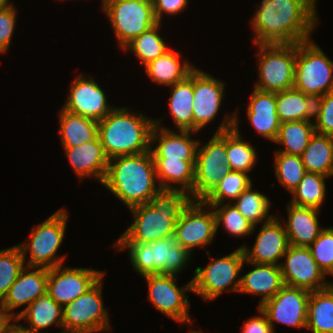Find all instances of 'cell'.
<instances>
[{"label":"cell","mask_w":333,"mask_h":333,"mask_svg":"<svg viewBox=\"0 0 333 333\" xmlns=\"http://www.w3.org/2000/svg\"><path fill=\"white\" fill-rule=\"evenodd\" d=\"M317 0H262L251 27L253 44H292L312 39L318 26Z\"/></svg>","instance_id":"obj_1"},{"label":"cell","mask_w":333,"mask_h":333,"mask_svg":"<svg viewBox=\"0 0 333 333\" xmlns=\"http://www.w3.org/2000/svg\"><path fill=\"white\" fill-rule=\"evenodd\" d=\"M192 201L187 191L161 189L148 203L129 209L134 221L115 243H150L175 234L179 217Z\"/></svg>","instance_id":"obj_2"},{"label":"cell","mask_w":333,"mask_h":333,"mask_svg":"<svg viewBox=\"0 0 333 333\" xmlns=\"http://www.w3.org/2000/svg\"><path fill=\"white\" fill-rule=\"evenodd\" d=\"M156 180L154 158L146 151L110 159L102 185L130 209L148 203L161 190Z\"/></svg>","instance_id":"obj_3"},{"label":"cell","mask_w":333,"mask_h":333,"mask_svg":"<svg viewBox=\"0 0 333 333\" xmlns=\"http://www.w3.org/2000/svg\"><path fill=\"white\" fill-rule=\"evenodd\" d=\"M154 125L155 119L143 113H134L128 107H115L98 121V137L107 158L150 151Z\"/></svg>","instance_id":"obj_4"},{"label":"cell","mask_w":333,"mask_h":333,"mask_svg":"<svg viewBox=\"0 0 333 333\" xmlns=\"http://www.w3.org/2000/svg\"><path fill=\"white\" fill-rule=\"evenodd\" d=\"M115 249H128L134 270L145 275H174L182 273L191 254L177 242L175 234L150 243H114Z\"/></svg>","instance_id":"obj_5"},{"label":"cell","mask_w":333,"mask_h":333,"mask_svg":"<svg viewBox=\"0 0 333 333\" xmlns=\"http://www.w3.org/2000/svg\"><path fill=\"white\" fill-rule=\"evenodd\" d=\"M67 221L68 213L62 208L31 229L30 241L17 245L25 266L52 269L64 264L66 256H57V252L65 238ZM27 253L30 257L26 262Z\"/></svg>","instance_id":"obj_6"},{"label":"cell","mask_w":333,"mask_h":333,"mask_svg":"<svg viewBox=\"0 0 333 333\" xmlns=\"http://www.w3.org/2000/svg\"><path fill=\"white\" fill-rule=\"evenodd\" d=\"M293 88L314 99L333 92V61L311 39L296 43Z\"/></svg>","instance_id":"obj_7"},{"label":"cell","mask_w":333,"mask_h":333,"mask_svg":"<svg viewBox=\"0 0 333 333\" xmlns=\"http://www.w3.org/2000/svg\"><path fill=\"white\" fill-rule=\"evenodd\" d=\"M209 260L208 265L203 269L201 267L195 268L192 293L202 297L206 302L216 299L226 290L238 293L241 276L237 277L238 274H241L245 261L242 248L238 247L220 259L209 258Z\"/></svg>","instance_id":"obj_8"},{"label":"cell","mask_w":333,"mask_h":333,"mask_svg":"<svg viewBox=\"0 0 333 333\" xmlns=\"http://www.w3.org/2000/svg\"><path fill=\"white\" fill-rule=\"evenodd\" d=\"M120 48L155 26L152 0H101Z\"/></svg>","instance_id":"obj_9"},{"label":"cell","mask_w":333,"mask_h":333,"mask_svg":"<svg viewBox=\"0 0 333 333\" xmlns=\"http://www.w3.org/2000/svg\"><path fill=\"white\" fill-rule=\"evenodd\" d=\"M258 46V81L254 88L279 92L293 88L296 43L255 44Z\"/></svg>","instance_id":"obj_10"},{"label":"cell","mask_w":333,"mask_h":333,"mask_svg":"<svg viewBox=\"0 0 333 333\" xmlns=\"http://www.w3.org/2000/svg\"><path fill=\"white\" fill-rule=\"evenodd\" d=\"M103 277L86 293L63 307L61 333H97L111 328L103 301Z\"/></svg>","instance_id":"obj_11"},{"label":"cell","mask_w":333,"mask_h":333,"mask_svg":"<svg viewBox=\"0 0 333 333\" xmlns=\"http://www.w3.org/2000/svg\"><path fill=\"white\" fill-rule=\"evenodd\" d=\"M142 278L148 284V300L157 310L179 324H193L188 312L189 296L185 294V291L192 292V280L180 288L174 275L153 274Z\"/></svg>","instance_id":"obj_12"},{"label":"cell","mask_w":333,"mask_h":333,"mask_svg":"<svg viewBox=\"0 0 333 333\" xmlns=\"http://www.w3.org/2000/svg\"><path fill=\"white\" fill-rule=\"evenodd\" d=\"M210 209L212 210L210 211ZM216 232L215 212L203 201L193 200L179 217L175 227L178 244L191 254L196 247L206 250L205 246L213 241Z\"/></svg>","instance_id":"obj_13"},{"label":"cell","mask_w":333,"mask_h":333,"mask_svg":"<svg viewBox=\"0 0 333 333\" xmlns=\"http://www.w3.org/2000/svg\"><path fill=\"white\" fill-rule=\"evenodd\" d=\"M106 272L91 268L64 267L48 269L47 293L64 307L92 288Z\"/></svg>","instance_id":"obj_14"},{"label":"cell","mask_w":333,"mask_h":333,"mask_svg":"<svg viewBox=\"0 0 333 333\" xmlns=\"http://www.w3.org/2000/svg\"><path fill=\"white\" fill-rule=\"evenodd\" d=\"M280 269L284 285L316 291L328 287L333 281H326L325 273L314 260L309 247L289 245L283 255Z\"/></svg>","instance_id":"obj_15"},{"label":"cell","mask_w":333,"mask_h":333,"mask_svg":"<svg viewBox=\"0 0 333 333\" xmlns=\"http://www.w3.org/2000/svg\"><path fill=\"white\" fill-rule=\"evenodd\" d=\"M310 291L284 285L271 299L259 308L266 314L275 331L274 322L295 328H306Z\"/></svg>","instance_id":"obj_16"},{"label":"cell","mask_w":333,"mask_h":333,"mask_svg":"<svg viewBox=\"0 0 333 333\" xmlns=\"http://www.w3.org/2000/svg\"><path fill=\"white\" fill-rule=\"evenodd\" d=\"M81 73L73 80L71 90L62 108L71 113L100 121L115 107L107 103L108 97L93 77Z\"/></svg>","instance_id":"obj_17"},{"label":"cell","mask_w":333,"mask_h":333,"mask_svg":"<svg viewBox=\"0 0 333 333\" xmlns=\"http://www.w3.org/2000/svg\"><path fill=\"white\" fill-rule=\"evenodd\" d=\"M225 83L198 67L193 70L194 131L199 132L213 121L220 110Z\"/></svg>","instance_id":"obj_18"},{"label":"cell","mask_w":333,"mask_h":333,"mask_svg":"<svg viewBox=\"0 0 333 333\" xmlns=\"http://www.w3.org/2000/svg\"><path fill=\"white\" fill-rule=\"evenodd\" d=\"M276 215L269 221L262 223L259 233L256 235L254 246L242 244L246 261L255 264H267L280 266L283 255L289 247V241L284 224Z\"/></svg>","instance_id":"obj_19"},{"label":"cell","mask_w":333,"mask_h":333,"mask_svg":"<svg viewBox=\"0 0 333 333\" xmlns=\"http://www.w3.org/2000/svg\"><path fill=\"white\" fill-rule=\"evenodd\" d=\"M191 133L199 132L191 130H177L175 132V130L161 126V119L156 118L150 143L153 158L196 160L199 140L191 138ZM154 145L155 147H153Z\"/></svg>","instance_id":"obj_20"},{"label":"cell","mask_w":333,"mask_h":333,"mask_svg":"<svg viewBox=\"0 0 333 333\" xmlns=\"http://www.w3.org/2000/svg\"><path fill=\"white\" fill-rule=\"evenodd\" d=\"M47 282L48 269L25 266L1 304L12 316L17 318L33 301L47 293ZM23 305H26L23 310L13 313V310L21 308Z\"/></svg>","instance_id":"obj_21"},{"label":"cell","mask_w":333,"mask_h":333,"mask_svg":"<svg viewBox=\"0 0 333 333\" xmlns=\"http://www.w3.org/2000/svg\"><path fill=\"white\" fill-rule=\"evenodd\" d=\"M63 149L72 169L79 178L93 177L102 184L109 159L99 137L75 147H63Z\"/></svg>","instance_id":"obj_22"},{"label":"cell","mask_w":333,"mask_h":333,"mask_svg":"<svg viewBox=\"0 0 333 333\" xmlns=\"http://www.w3.org/2000/svg\"><path fill=\"white\" fill-rule=\"evenodd\" d=\"M287 220L283 222L289 245L309 247L324 229L318 214L321 210L287 203Z\"/></svg>","instance_id":"obj_23"},{"label":"cell","mask_w":333,"mask_h":333,"mask_svg":"<svg viewBox=\"0 0 333 333\" xmlns=\"http://www.w3.org/2000/svg\"><path fill=\"white\" fill-rule=\"evenodd\" d=\"M252 92L247 106L248 120L259 135L274 142L281 125L276 111V92L254 87Z\"/></svg>","instance_id":"obj_24"},{"label":"cell","mask_w":333,"mask_h":333,"mask_svg":"<svg viewBox=\"0 0 333 333\" xmlns=\"http://www.w3.org/2000/svg\"><path fill=\"white\" fill-rule=\"evenodd\" d=\"M245 264L254 266V269L241 276V284L238 293L260 295L258 307L265 301L273 298L284 286L280 266L255 264L244 261Z\"/></svg>","instance_id":"obj_25"},{"label":"cell","mask_w":333,"mask_h":333,"mask_svg":"<svg viewBox=\"0 0 333 333\" xmlns=\"http://www.w3.org/2000/svg\"><path fill=\"white\" fill-rule=\"evenodd\" d=\"M178 50L169 49L163 55L152 60L144 66L147 76L154 83L165 86H172L186 79L196 68L186 59L182 58Z\"/></svg>","instance_id":"obj_26"},{"label":"cell","mask_w":333,"mask_h":333,"mask_svg":"<svg viewBox=\"0 0 333 333\" xmlns=\"http://www.w3.org/2000/svg\"><path fill=\"white\" fill-rule=\"evenodd\" d=\"M20 320H24L29 326L19 325L33 333H43V329L54 324L63 329V307L46 293L39 296L16 318V322Z\"/></svg>","instance_id":"obj_27"},{"label":"cell","mask_w":333,"mask_h":333,"mask_svg":"<svg viewBox=\"0 0 333 333\" xmlns=\"http://www.w3.org/2000/svg\"><path fill=\"white\" fill-rule=\"evenodd\" d=\"M154 163L157 181L161 189L187 191L193 199L196 160L154 158ZM173 183H178V185L172 186Z\"/></svg>","instance_id":"obj_28"},{"label":"cell","mask_w":333,"mask_h":333,"mask_svg":"<svg viewBox=\"0 0 333 333\" xmlns=\"http://www.w3.org/2000/svg\"><path fill=\"white\" fill-rule=\"evenodd\" d=\"M58 116V131L63 147H75L98 137V121L71 113L62 107Z\"/></svg>","instance_id":"obj_29"},{"label":"cell","mask_w":333,"mask_h":333,"mask_svg":"<svg viewBox=\"0 0 333 333\" xmlns=\"http://www.w3.org/2000/svg\"><path fill=\"white\" fill-rule=\"evenodd\" d=\"M169 87V114L173 117L176 129L194 131L193 71L186 79Z\"/></svg>","instance_id":"obj_30"},{"label":"cell","mask_w":333,"mask_h":333,"mask_svg":"<svg viewBox=\"0 0 333 333\" xmlns=\"http://www.w3.org/2000/svg\"><path fill=\"white\" fill-rule=\"evenodd\" d=\"M306 329L313 333H333V282L310 292Z\"/></svg>","instance_id":"obj_31"},{"label":"cell","mask_w":333,"mask_h":333,"mask_svg":"<svg viewBox=\"0 0 333 333\" xmlns=\"http://www.w3.org/2000/svg\"><path fill=\"white\" fill-rule=\"evenodd\" d=\"M276 111L281 123L314 119L315 99L295 88L276 92Z\"/></svg>","instance_id":"obj_32"},{"label":"cell","mask_w":333,"mask_h":333,"mask_svg":"<svg viewBox=\"0 0 333 333\" xmlns=\"http://www.w3.org/2000/svg\"><path fill=\"white\" fill-rule=\"evenodd\" d=\"M305 169L326 177L333 175V136L315 133L301 155Z\"/></svg>","instance_id":"obj_33"},{"label":"cell","mask_w":333,"mask_h":333,"mask_svg":"<svg viewBox=\"0 0 333 333\" xmlns=\"http://www.w3.org/2000/svg\"><path fill=\"white\" fill-rule=\"evenodd\" d=\"M235 114V125L233 129L226 131V156L230 171L243 173L251 172L257 162L255 147L244 141L239 130V117Z\"/></svg>","instance_id":"obj_34"},{"label":"cell","mask_w":333,"mask_h":333,"mask_svg":"<svg viewBox=\"0 0 333 333\" xmlns=\"http://www.w3.org/2000/svg\"><path fill=\"white\" fill-rule=\"evenodd\" d=\"M314 134L315 127L313 120L281 123L274 143L282 145L284 148L277 149L274 152L301 156Z\"/></svg>","instance_id":"obj_35"},{"label":"cell","mask_w":333,"mask_h":333,"mask_svg":"<svg viewBox=\"0 0 333 333\" xmlns=\"http://www.w3.org/2000/svg\"><path fill=\"white\" fill-rule=\"evenodd\" d=\"M231 115V116H230ZM228 114L206 144L198 143L195 164L228 165L226 156V131L233 129L235 114ZM201 146V147H200Z\"/></svg>","instance_id":"obj_36"},{"label":"cell","mask_w":333,"mask_h":333,"mask_svg":"<svg viewBox=\"0 0 333 333\" xmlns=\"http://www.w3.org/2000/svg\"><path fill=\"white\" fill-rule=\"evenodd\" d=\"M326 179L328 177L324 175L306 172L298 186L290 193V203L321 210L326 196Z\"/></svg>","instance_id":"obj_37"},{"label":"cell","mask_w":333,"mask_h":333,"mask_svg":"<svg viewBox=\"0 0 333 333\" xmlns=\"http://www.w3.org/2000/svg\"><path fill=\"white\" fill-rule=\"evenodd\" d=\"M162 23H157L127 44L122 50L132 52L143 66L155 60L169 50L168 45L159 33Z\"/></svg>","instance_id":"obj_38"},{"label":"cell","mask_w":333,"mask_h":333,"mask_svg":"<svg viewBox=\"0 0 333 333\" xmlns=\"http://www.w3.org/2000/svg\"><path fill=\"white\" fill-rule=\"evenodd\" d=\"M253 183L244 190L233 203L239 212L253 226L271 220L275 214L269 215L271 202L268 196L254 190Z\"/></svg>","instance_id":"obj_39"},{"label":"cell","mask_w":333,"mask_h":333,"mask_svg":"<svg viewBox=\"0 0 333 333\" xmlns=\"http://www.w3.org/2000/svg\"><path fill=\"white\" fill-rule=\"evenodd\" d=\"M248 174L250 173L229 171L203 202L205 204L232 203L252 184Z\"/></svg>","instance_id":"obj_40"},{"label":"cell","mask_w":333,"mask_h":333,"mask_svg":"<svg viewBox=\"0 0 333 333\" xmlns=\"http://www.w3.org/2000/svg\"><path fill=\"white\" fill-rule=\"evenodd\" d=\"M274 170L279 184L291 193L306 174L301 156L275 152Z\"/></svg>","instance_id":"obj_41"},{"label":"cell","mask_w":333,"mask_h":333,"mask_svg":"<svg viewBox=\"0 0 333 333\" xmlns=\"http://www.w3.org/2000/svg\"><path fill=\"white\" fill-rule=\"evenodd\" d=\"M207 205L211 206L215 212L217 230L222 223L223 229L235 237L242 238L250 233L254 234L256 226L248 222L233 203Z\"/></svg>","instance_id":"obj_42"},{"label":"cell","mask_w":333,"mask_h":333,"mask_svg":"<svg viewBox=\"0 0 333 333\" xmlns=\"http://www.w3.org/2000/svg\"><path fill=\"white\" fill-rule=\"evenodd\" d=\"M229 171V165L195 164L193 200L203 201Z\"/></svg>","instance_id":"obj_43"},{"label":"cell","mask_w":333,"mask_h":333,"mask_svg":"<svg viewBox=\"0 0 333 333\" xmlns=\"http://www.w3.org/2000/svg\"><path fill=\"white\" fill-rule=\"evenodd\" d=\"M24 267V257L17 245L0 250V302Z\"/></svg>","instance_id":"obj_44"},{"label":"cell","mask_w":333,"mask_h":333,"mask_svg":"<svg viewBox=\"0 0 333 333\" xmlns=\"http://www.w3.org/2000/svg\"><path fill=\"white\" fill-rule=\"evenodd\" d=\"M309 249L325 275L333 276V227H325Z\"/></svg>","instance_id":"obj_45"},{"label":"cell","mask_w":333,"mask_h":333,"mask_svg":"<svg viewBox=\"0 0 333 333\" xmlns=\"http://www.w3.org/2000/svg\"><path fill=\"white\" fill-rule=\"evenodd\" d=\"M315 133L333 136V92L315 99Z\"/></svg>","instance_id":"obj_46"},{"label":"cell","mask_w":333,"mask_h":333,"mask_svg":"<svg viewBox=\"0 0 333 333\" xmlns=\"http://www.w3.org/2000/svg\"><path fill=\"white\" fill-rule=\"evenodd\" d=\"M16 7L13 5L0 10V53L9 50L16 27Z\"/></svg>","instance_id":"obj_47"},{"label":"cell","mask_w":333,"mask_h":333,"mask_svg":"<svg viewBox=\"0 0 333 333\" xmlns=\"http://www.w3.org/2000/svg\"><path fill=\"white\" fill-rule=\"evenodd\" d=\"M188 0H152L154 15L158 23H162L163 14L176 15L182 13Z\"/></svg>","instance_id":"obj_48"},{"label":"cell","mask_w":333,"mask_h":333,"mask_svg":"<svg viewBox=\"0 0 333 333\" xmlns=\"http://www.w3.org/2000/svg\"><path fill=\"white\" fill-rule=\"evenodd\" d=\"M257 315L249 318L242 326L241 333H275L266 314L258 307Z\"/></svg>","instance_id":"obj_49"},{"label":"cell","mask_w":333,"mask_h":333,"mask_svg":"<svg viewBox=\"0 0 333 333\" xmlns=\"http://www.w3.org/2000/svg\"><path fill=\"white\" fill-rule=\"evenodd\" d=\"M15 323L16 318L0 302V333H9Z\"/></svg>","instance_id":"obj_50"},{"label":"cell","mask_w":333,"mask_h":333,"mask_svg":"<svg viewBox=\"0 0 333 333\" xmlns=\"http://www.w3.org/2000/svg\"><path fill=\"white\" fill-rule=\"evenodd\" d=\"M9 333H33L23 329L17 322L13 325Z\"/></svg>","instance_id":"obj_51"},{"label":"cell","mask_w":333,"mask_h":333,"mask_svg":"<svg viewBox=\"0 0 333 333\" xmlns=\"http://www.w3.org/2000/svg\"><path fill=\"white\" fill-rule=\"evenodd\" d=\"M11 5H13V4H12V2L10 3V0H0V10L7 8Z\"/></svg>","instance_id":"obj_52"},{"label":"cell","mask_w":333,"mask_h":333,"mask_svg":"<svg viewBox=\"0 0 333 333\" xmlns=\"http://www.w3.org/2000/svg\"><path fill=\"white\" fill-rule=\"evenodd\" d=\"M188 333H203L202 331L190 329Z\"/></svg>","instance_id":"obj_53"}]
</instances>
